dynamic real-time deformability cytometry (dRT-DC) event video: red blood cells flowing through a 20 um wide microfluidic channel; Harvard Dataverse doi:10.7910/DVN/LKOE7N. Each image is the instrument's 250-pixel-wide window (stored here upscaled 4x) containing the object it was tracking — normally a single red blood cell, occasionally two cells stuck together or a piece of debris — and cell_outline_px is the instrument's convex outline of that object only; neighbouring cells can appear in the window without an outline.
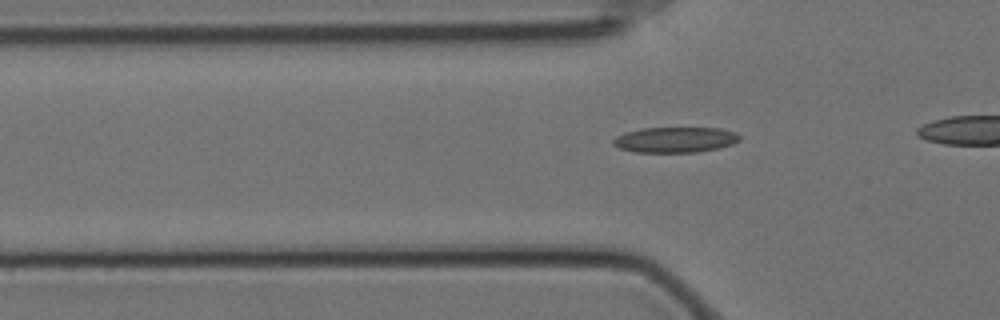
{"species": "Egyptian fruit bat (a non-hibernating species)", "species_latin": "Rousettus aegyptiacus", "temperature_condition": "cold", "stored_images_in_passage": 41, "camera_frame_rate_fps": 3000, "um_per_image_px": 0.085, "animal": {"sex": "female"}, "frame": {"image": 1, "passage_image": 14, "time_ms": 4.333, "image_size_px": [1000, 320], "cell_outline_px": [[740, 140], [732, 144], [720, 148], [696, 152], [636, 152], [620, 148], [612, 144], [612, 140], [616, 136], [640, 128], [720, 128], [736, 132], [740, 136]], "centroid_in_image_um": [57.41, 11.88], "position_along_channel_um": 68.4, "area_um2": 18.79}}
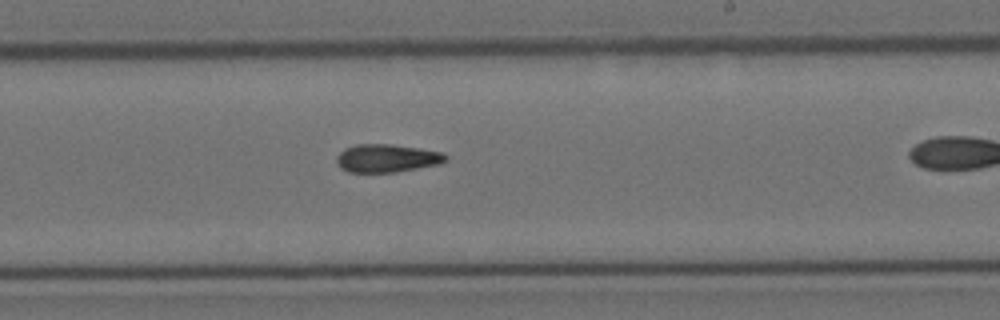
{"frame": {"image": 2, "passage_image": 30, "time_ms": 9.667, "image_size_px": [1000, 320], "cell_outline_px": [[448, 160], [440, 164], [396, 172], [348, 172], [340, 168], [336, 160], [336, 156], [344, 148], [356, 144], [392, 144], [420, 148], [444, 152], [448, 156]], "centroid_in_image_um": [32.9, 13.44], "position_along_channel_um": 256.1, "area_um2": 18.09}}
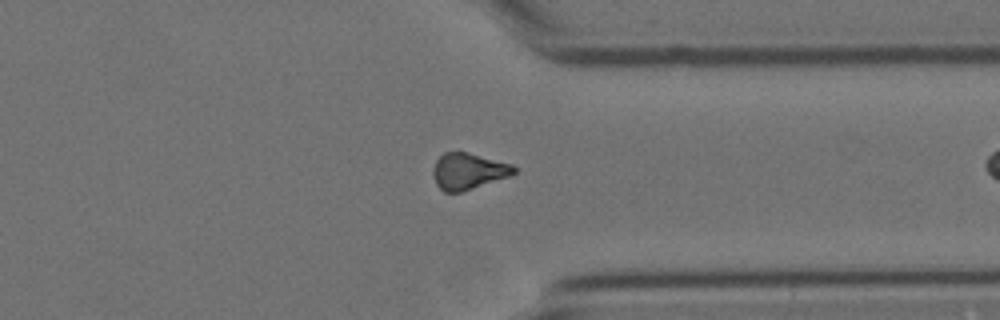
{"frame": {"image": 3, "passage_image": 40, "time_ms": 13.0, "image_size_px": [1000, 320], "cell_outline_px": [[516, 172], [508, 176], [460, 192], [444, 192], [436, 184], [432, 172], [432, 168], [436, 160], [444, 152], [468, 152], [512, 164], [516, 168]], "centroid_in_image_um": [39.77, 14.54], "position_along_channel_um": 371.6, "area_um2": 16.94}}